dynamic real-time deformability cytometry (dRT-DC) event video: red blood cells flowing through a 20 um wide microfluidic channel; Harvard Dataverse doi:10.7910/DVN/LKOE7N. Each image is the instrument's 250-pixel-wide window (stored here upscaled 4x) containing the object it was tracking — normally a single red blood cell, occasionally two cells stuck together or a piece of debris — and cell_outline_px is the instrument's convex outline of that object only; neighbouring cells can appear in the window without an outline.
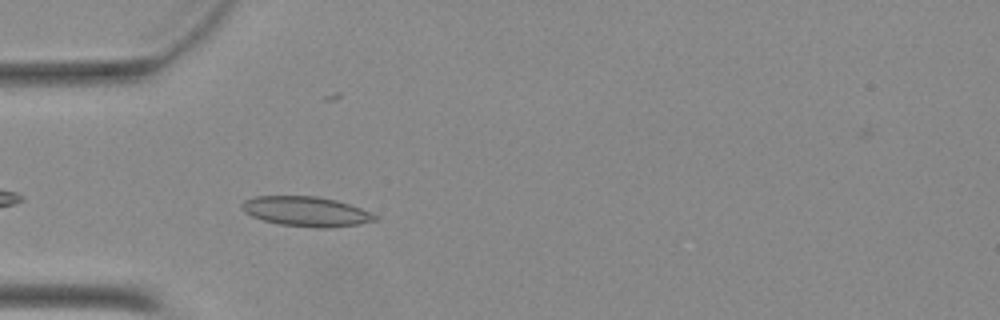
{"species": "Egyptian fruit bat (a non-hibernating species)", "species_latin": "Rousettus aegyptiacus", "temperature_condition": "warm", "stored_images_in_passage": 39, "camera_frame_rate_fps": 3000, "um_per_image_px": 0.085, "animal": {"sex": "female"}, "frame": {"image": 1, "passage_image": 3, "time_ms": 0.667, "image_size_px": [1000, 320], "cell_outline_px": [[380, 220], [356, 224], [324, 228], [316, 228], [280, 224], [264, 220], [252, 216], [244, 212], [240, 208], [240, 204], [244, 200], [256, 196], [316, 196], [336, 200], [360, 208], [376, 216]], "centroid_in_image_um": [25.98, 17.97], "position_along_channel_um": 59.0, "area_um2": 22.95}}
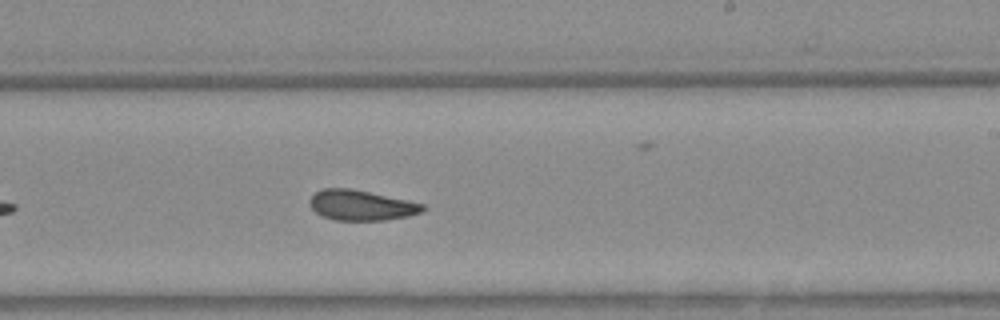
{"frame": {"image": 2, "passage_image": 18, "time_ms": 5.667, "image_size_px": [1000, 320], "cell_outline_px": [[424, 208], [420, 212], [408, 216], [384, 220], [336, 220], [320, 216], [312, 208], [308, 200], [316, 192], [324, 188], [348, 188], [368, 192], [424, 204]], "centroid_in_image_um": [30.65, 17.45], "position_along_channel_um": 258.4, "area_um2": 19.59}}
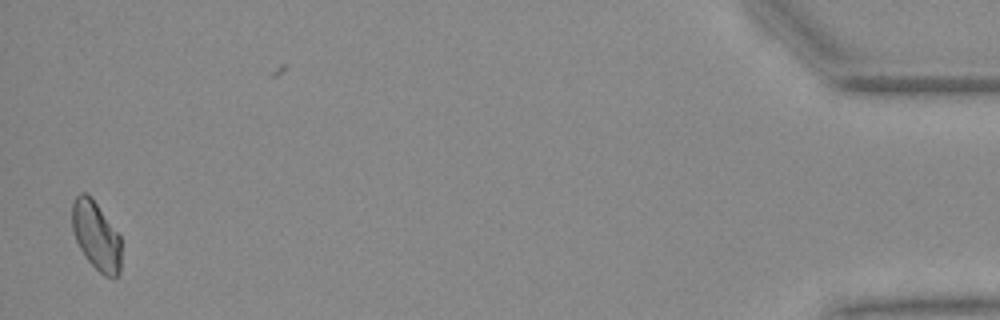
{"frame": {"image": 3, "passage_image": 37, "time_ms": 12.0, "image_size_px": [1000, 320], "cell_outline_px": [[120, 272], [116, 276], [104, 276], [88, 260], [80, 248], [72, 232], [72, 204], [76, 196], [80, 192], [84, 192], [96, 204], [120, 236]], "centroid_in_image_um": [8.15, 20.04], "position_along_channel_um": 427.0, "area_um2": 19.13}}